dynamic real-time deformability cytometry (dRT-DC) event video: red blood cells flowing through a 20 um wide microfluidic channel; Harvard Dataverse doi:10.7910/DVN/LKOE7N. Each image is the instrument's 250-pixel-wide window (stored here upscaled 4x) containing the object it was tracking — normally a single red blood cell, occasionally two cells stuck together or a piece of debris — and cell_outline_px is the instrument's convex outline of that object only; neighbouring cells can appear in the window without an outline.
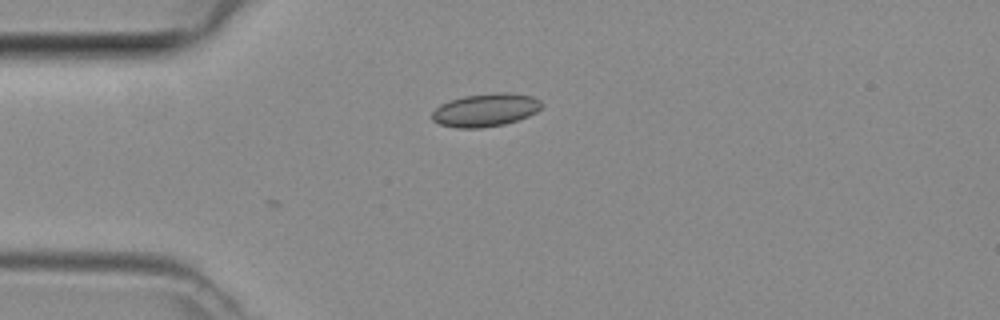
{"species": "common noctule bat (a hibernating species)", "species_latin": "Nyctalus noctula", "temperature_condition": "room temperature", "stored_images_in_passage": 4, "camera_frame_rate_fps": 3000, "um_per_image_px": 0.085, "animal": {"sex": "female", "body_mass_g": 29.2, "forearm_length_mm": 56.3}, "frame": {"image": 1, "passage_image": 4, "time_ms": 1.0, "image_size_px": [1000, 320], "cell_outline_px": [[540, 108], [536, 112], [528, 116], [504, 124], [480, 128], [456, 128], [440, 124], [432, 120], [432, 112], [440, 104], [448, 100], [464, 96], [500, 92], [508, 92], [532, 96], [540, 100]], "centroid_in_image_um": [41.24, 9.35], "position_along_channel_um": 43.8, "area_um2": 21.04}}